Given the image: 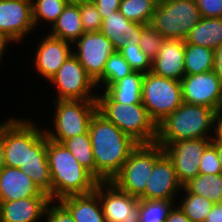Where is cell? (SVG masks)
<instances>
[{
    "instance_id": "obj_34",
    "label": "cell",
    "mask_w": 222,
    "mask_h": 222,
    "mask_svg": "<svg viewBox=\"0 0 222 222\" xmlns=\"http://www.w3.org/2000/svg\"><path fill=\"white\" fill-rule=\"evenodd\" d=\"M119 53L129 63L133 71L147 73L152 70V60L142 51L139 43L126 42Z\"/></svg>"
},
{
    "instance_id": "obj_48",
    "label": "cell",
    "mask_w": 222,
    "mask_h": 222,
    "mask_svg": "<svg viewBox=\"0 0 222 222\" xmlns=\"http://www.w3.org/2000/svg\"><path fill=\"white\" fill-rule=\"evenodd\" d=\"M150 1H152L157 6L162 0H150Z\"/></svg>"
},
{
    "instance_id": "obj_31",
    "label": "cell",
    "mask_w": 222,
    "mask_h": 222,
    "mask_svg": "<svg viewBox=\"0 0 222 222\" xmlns=\"http://www.w3.org/2000/svg\"><path fill=\"white\" fill-rule=\"evenodd\" d=\"M182 190L186 196L182 198L179 207L192 222H204L215 204L205 197L190 193L184 186Z\"/></svg>"
},
{
    "instance_id": "obj_17",
    "label": "cell",
    "mask_w": 222,
    "mask_h": 222,
    "mask_svg": "<svg viewBox=\"0 0 222 222\" xmlns=\"http://www.w3.org/2000/svg\"><path fill=\"white\" fill-rule=\"evenodd\" d=\"M72 52L70 42L53 37L50 34L47 35L39 42L34 55L36 71L49 81Z\"/></svg>"
},
{
    "instance_id": "obj_30",
    "label": "cell",
    "mask_w": 222,
    "mask_h": 222,
    "mask_svg": "<svg viewBox=\"0 0 222 222\" xmlns=\"http://www.w3.org/2000/svg\"><path fill=\"white\" fill-rule=\"evenodd\" d=\"M132 72L134 71L125 58L119 52H115L106 61L103 74L95 81L96 86L103 83L106 89Z\"/></svg>"
},
{
    "instance_id": "obj_15",
    "label": "cell",
    "mask_w": 222,
    "mask_h": 222,
    "mask_svg": "<svg viewBox=\"0 0 222 222\" xmlns=\"http://www.w3.org/2000/svg\"><path fill=\"white\" fill-rule=\"evenodd\" d=\"M32 0H0V32L13 41H21L35 29Z\"/></svg>"
},
{
    "instance_id": "obj_7",
    "label": "cell",
    "mask_w": 222,
    "mask_h": 222,
    "mask_svg": "<svg viewBox=\"0 0 222 222\" xmlns=\"http://www.w3.org/2000/svg\"><path fill=\"white\" fill-rule=\"evenodd\" d=\"M201 18L196 0H162L150 24L165 39L185 40Z\"/></svg>"
},
{
    "instance_id": "obj_4",
    "label": "cell",
    "mask_w": 222,
    "mask_h": 222,
    "mask_svg": "<svg viewBox=\"0 0 222 222\" xmlns=\"http://www.w3.org/2000/svg\"><path fill=\"white\" fill-rule=\"evenodd\" d=\"M98 112L131 136L139 144L156 143L158 125L150 117L143 103L125 104L113 100L105 91L97 95Z\"/></svg>"
},
{
    "instance_id": "obj_11",
    "label": "cell",
    "mask_w": 222,
    "mask_h": 222,
    "mask_svg": "<svg viewBox=\"0 0 222 222\" xmlns=\"http://www.w3.org/2000/svg\"><path fill=\"white\" fill-rule=\"evenodd\" d=\"M211 143L210 138H199L157 144L163 147L164 153L172 161L180 183L184 186L199 174L201 157Z\"/></svg>"
},
{
    "instance_id": "obj_20",
    "label": "cell",
    "mask_w": 222,
    "mask_h": 222,
    "mask_svg": "<svg viewBox=\"0 0 222 222\" xmlns=\"http://www.w3.org/2000/svg\"><path fill=\"white\" fill-rule=\"evenodd\" d=\"M100 32L108 38L119 52L130 40V43H139L143 24L126 19L119 10L111 13L102 21Z\"/></svg>"
},
{
    "instance_id": "obj_28",
    "label": "cell",
    "mask_w": 222,
    "mask_h": 222,
    "mask_svg": "<svg viewBox=\"0 0 222 222\" xmlns=\"http://www.w3.org/2000/svg\"><path fill=\"white\" fill-rule=\"evenodd\" d=\"M63 144L77 161L95 178V160L89 132L66 139Z\"/></svg>"
},
{
    "instance_id": "obj_6",
    "label": "cell",
    "mask_w": 222,
    "mask_h": 222,
    "mask_svg": "<svg viewBox=\"0 0 222 222\" xmlns=\"http://www.w3.org/2000/svg\"><path fill=\"white\" fill-rule=\"evenodd\" d=\"M163 154V147L157 143L138 144L130 153L119 173L110 182L119 190L139 197L145 191L155 162Z\"/></svg>"
},
{
    "instance_id": "obj_19",
    "label": "cell",
    "mask_w": 222,
    "mask_h": 222,
    "mask_svg": "<svg viewBox=\"0 0 222 222\" xmlns=\"http://www.w3.org/2000/svg\"><path fill=\"white\" fill-rule=\"evenodd\" d=\"M50 201L46 194L15 201H0V222H37L45 215Z\"/></svg>"
},
{
    "instance_id": "obj_32",
    "label": "cell",
    "mask_w": 222,
    "mask_h": 222,
    "mask_svg": "<svg viewBox=\"0 0 222 222\" xmlns=\"http://www.w3.org/2000/svg\"><path fill=\"white\" fill-rule=\"evenodd\" d=\"M70 1L71 0H32L34 26L38 25L40 19L53 25Z\"/></svg>"
},
{
    "instance_id": "obj_47",
    "label": "cell",
    "mask_w": 222,
    "mask_h": 222,
    "mask_svg": "<svg viewBox=\"0 0 222 222\" xmlns=\"http://www.w3.org/2000/svg\"><path fill=\"white\" fill-rule=\"evenodd\" d=\"M4 166V163H3V149H2V146H1V142H0V169Z\"/></svg>"
},
{
    "instance_id": "obj_16",
    "label": "cell",
    "mask_w": 222,
    "mask_h": 222,
    "mask_svg": "<svg viewBox=\"0 0 222 222\" xmlns=\"http://www.w3.org/2000/svg\"><path fill=\"white\" fill-rule=\"evenodd\" d=\"M172 161L164 153L156 162L146 183L145 191L138 197L146 200L175 201L174 195L182 190Z\"/></svg>"
},
{
    "instance_id": "obj_23",
    "label": "cell",
    "mask_w": 222,
    "mask_h": 222,
    "mask_svg": "<svg viewBox=\"0 0 222 222\" xmlns=\"http://www.w3.org/2000/svg\"><path fill=\"white\" fill-rule=\"evenodd\" d=\"M51 36L73 44L85 33L82 27L79 5L71 0L52 25Z\"/></svg>"
},
{
    "instance_id": "obj_42",
    "label": "cell",
    "mask_w": 222,
    "mask_h": 222,
    "mask_svg": "<svg viewBox=\"0 0 222 222\" xmlns=\"http://www.w3.org/2000/svg\"><path fill=\"white\" fill-rule=\"evenodd\" d=\"M217 123V124H216ZM213 129L216 137L212 138L214 144H222V110H218L215 114Z\"/></svg>"
},
{
    "instance_id": "obj_12",
    "label": "cell",
    "mask_w": 222,
    "mask_h": 222,
    "mask_svg": "<svg viewBox=\"0 0 222 222\" xmlns=\"http://www.w3.org/2000/svg\"><path fill=\"white\" fill-rule=\"evenodd\" d=\"M95 191L106 222H140L138 197L119 190L112 182H98Z\"/></svg>"
},
{
    "instance_id": "obj_13",
    "label": "cell",
    "mask_w": 222,
    "mask_h": 222,
    "mask_svg": "<svg viewBox=\"0 0 222 222\" xmlns=\"http://www.w3.org/2000/svg\"><path fill=\"white\" fill-rule=\"evenodd\" d=\"M73 44L77 50L72 53L94 81L103 74L106 61L116 52L111 41L100 31L83 33Z\"/></svg>"
},
{
    "instance_id": "obj_5",
    "label": "cell",
    "mask_w": 222,
    "mask_h": 222,
    "mask_svg": "<svg viewBox=\"0 0 222 222\" xmlns=\"http://www.w3.org/2000/svg\"><path fill=\"white\" fill-rule=\"evenodd\" d=\"M216 110L202 105L183 102L172 114L158 124L156 143L211 138L207 136L214 128Z\"/></svg>"
},
{
    "instance_id": "obj_44",
    "label": "cell",
    "mask_w": 222,
    "mask_h": 222,
    "mask_svg": "<svg viewBox=\"0 0 222 222\" xmlns=\"http://www.w3.org/2000/svg\"><path fill=\"white\" fill-rule=\"evenodd\" d=\"M204 222H222V203L212 207Z\"/></svg>"
},
{
    "instance_id": "obj_10",
    "label": "cell",
    "mask_w": 222,
    "mask_h": 222,
    "mask_svg": "<svg viewBox=\"0 0 222 222\" xmlns=\"http://www.w3.org/2000/svg\"><path fill=\"white\" fill-rule=\"evenodd\" d=\"M49 81L58 91L57 100H97V95L90 93L96 82L73 53Z\"/></svg>"
},
{
    "instance_id": "obj_33",
    "label": "cell",
    "mask_w": 222,
    "mask_h": 222,
    "mask_svg": "<svg viewBox=\"0 0 222 222\" xmlns=\"http://www.w3.org/2000/svg\"><path fill=\"white\" fill-rule=\"evenodd\" d=\"M174 201L139 199L140 222H165Z\"/></svg>"
},
{
    "instance_id": "obj_29",
    "label": "cell",
    "mask_w": 222,
    "mask_h": 222,
    "mask_svg": "<svg viewBox=\"0 0 222 222\" xmlns=\"http://www.w3.org/2000/svg\"><path fill=\"white\" fill-rule=\"evenodd\" d=\"M155 8L150 0H121L119 12L128 20L150 24Z\"/></svg>"
},
{
    "instance_id": "obj_2",
    "label": "cell",
    "mask_w": 222,
    "mask_h": 222,
    "mask_svg": "<svg viewBox=\"0 0 222 222\" xmlns=\"http://www.w3.org/2000/svg\"><path fill=\"white\" fill-rule=\"evenodd\" d=\"M88 132L95 160V179L110 182L139 143L98 111L91 119Z\"/></svg>"
},
{
    "instance_id": "obj_8",
    "label": "cell",
    "mask_w": 222,
    "mask_h": 222,
    "mask_svg": "<svg viewBox=\"0 0 222 222\" xmlns=\"http://www.w3.org/2000/svg\"><path fill=\"white\" fill-rule=\"evenodd\" d=\"M142 103L158 125L183 103L181 81L144 73Z\"/></svg>"
},
{
    "instance_id": "obj_14",
    "label": "cell",
    "mask_w": 222,
    "mask_h": 222,
    "mask_svg": "<svg viewBox=\"0 0 222 222\" xmlns=\"http://www.w3.org/2000/svg\"><path fill=\"white\" fill-rule=\"evenodd\" d=\"M181 85L183 102L222 110V86L214 70L185 75Z\"/></svg>"
},
{
    "instance_id": "obj_26",
    "label": "cell",
    "mask_w": 222,
    "mask_h": 222,
    "mask_svg": "<svg viewBox=\"0 0 222 222\" xmlns=\"http://www.w3.org/2000/svg\"><path fill=\"white\" fill-rule=\"evenodd\" d=\"M184 187L195 195L209 199L214 204L222 203V173L219 174H198Z\"/></svg>"
},
{
    "instance_id": "obj_36",
    "label": "cell",
    "mask_w": 222,
    "mask_h": 222,
    "mask_svg": "<svg viewBox=\"0 0 222 222\" xmlns=\"http://www.w3.org/2000/svg\"><path fill=\"white\" fill-rule=\"evenodd\" d=\"M164 40L165 38L151 24H143L139 46L152 61L157 57Z\"/></svg>"
},
{
    "instance_id": "obj_46",
    "label": "cell",
    "mask_w": 222,
    "mask_h": 222,
    "mask_svg": "<svg viewBox=\"0 0 222 222\" xmlns=\"http://www.w3.org/2000/svg\"><path fill=\"white\" fill-rule=\"evenodd\" d=\"M217 154L219 158L220 167L222 170V144H217Z\"/></svg>"
},
{
    "instance_id": "obj_9",
    "label": "cell",
    "mask_w": 222,
    "mask_h": 222,
    "mask_svg": "<svg viewBox=\"0 0 222 222\" xmlns=\"http://www.w3.org/2000/svg\"><path fill=\"white\" fill-rule=\"evenodd\" d=\"M54 103L56 111L53 124L56 133L55 130H45L48 139L63 143L66 139L89 131L91 119L98 111L96 100H56Z\"/></svg>"
},
{
    "instance_id": "obj_21",
    "label": "cell",
    "mask_w": 222,
    "mask_h": 222,
    "mask_svg": "<svg viewBox=\"0 0 222 222\" xmlns=\"http://www.w3.org/2000/svg\"><path fill=\"white\" fill-rule=\"evenodd\" d=\"M41 193L34 182L19 168L3 166L0 169V201H15Z\"/></svg>"
},
{
    "instance_id": "obj_1",
    "label": "cell",
    "mask_w": 222,
    "mask_h": 222,
    "mask_svg": "<svg viewBox=\"0 0 222 222\" xmlns=\"http://www.w3.org/2000/svg\"><path fill=\"white\" fill-rule=\"evenodd\" d=\"M0 142L4 165L22 170L53 201L45 130L29 120L11 118L0 124Z\"/></svg>"
},
{
    "instance_id": "obj_22",
    "label": "cell",
    "mask_w": 222,
    "mask_h": 222,
    "mask_svg": "<svg viewBox=\"0 0 222 222\" xmlns=\"http://www.w3.org/2000/svg\"><path fill=\"white\" fill-rule=\"evenodd\" d=\"M59 201L69 210L75 222H106L95 190L88 194L66 196Z\"/></svg>"
},
{
    "instance_id": "obj_27",
    "label": "cell",
    "mask_w": 222,
    "mask_h": 222,
    "mask_svg": "<svg viewBox=\"0 0 222 222\" xmlns=\"http://www.w3.org/2000/svg\"><path fill=\"white\" fill-rule=\"evenodd\" d=\"M185 75L214 70V50L204 46L185 44Z\"/></svg>"
},
{
    "instance_id": "obj_38",
    "label": "cell",
    "mask_w": 222,
    "mask_h": 222,
    "mask_svg": "<svg viewBox=\"0 0 222 222\" xmlns=\"http://www.w3.org/2000/svg\"><path fill=\"white\" fill-rule=\"evenodd\" d=\"M53 202L51 200L47 205L45 211L46 222H75L69 210L60 201L57 205L51 206Z\"/></svg>"
},
{
    "instance_id": "obj_40",
    "label": "cell",
    "mask_w": 222,
    "mask_h": 222,
    "mask_svg": "<svg viewBox=\"0 0 222 222\" xmlns=\"http://www.w3.org/2000/svg\"><path fill=\"white\" fill-rule=\"evenodd\" d=\"M101 14L102 19L107 18L111 13L119 10L121 0H92Z\"/></svg>"
},
{
    "instance_id": "obj_25",
    "label": "cell",
    "mask_w": 222,
    "mask_h": 222,
    "mask_svg": "<svg viewBox=\"0 0 222 222\" xmlns=\"http://www.w3.org/2000/svg\"><path fill=\"white\" fill-rule=\"evenodd\" d=\"M143 78L144 73L134 71L108 86L104 91L118 103H141Z\"/></svg>"
},
{
    "instance_id": "obj_24",
    "label": "cell",
    "mask_w": 222,
    "mask_h": 222,
    "mask_svg": "<svg viewBox=\"0 0 222 222\" xmlns=\"http://www.w3.org/2000/svg\"><path fill=\"white\" fill-rule=\"evenodd\" d=\"M185 44L204 46L215 50L222 45V18H205L192 28L185 39Z\"/></svg>"
},
{
    "instance_id": "obj_3",
    "label": "cell",
    "mask_w": 222,
    "mask_h": 222,
    "mask_svg": "<svg viewBox=\"0 0 222 222\" xmlns=\"http://www.w3.org/2000/svg\"><path fill=\"white\" fill-rule=\"evenodd\" d=\"M47 160L53 184V201L95 190L98 181L81 166L63 143L48 137Z\"/></svg>"
},
{
    "instance_id": "obj_45",
    "label": "cell",
    "mask_w": 222,
    "mask_h": 222,
    "mask_svg": "<svg viewBox=\"0 0 222 222\" xmlns=\"http://www.w3.org/2000/svg\"><path fill=\"white\" fill-rule=\"evenodd\" d=\"M9 42H14L11 38H9L6 34L0 32V60L2 59L4 51H6V47Z\"/></svg>"
},
{
    "instance_id": "obj_35",
    "label": "cell",
    "mask_w": 222,
    "mask_h": 222,
    "mask_svg": "<svg viewBox=\"0 0 222 222\" xmlns=\"http://www.w3.org/2000/svg\"><path fill=\"white\" fill-rule=\"evenodd\" d=\"M79 5L82 27L85 33L99 32L102 24L101 14L92 0H74Z\"/></svg>"
},
{
    "instance_id": "obj_37",
    "label": "cell",
    "mask_w": 222,
    "mask_h": 222,
    "mask_svg": "<svg viewBox=\"0 0 222 222\" xmlns=\"http://www.w3.org/2000/svg\"><path fill=\"white\" fill-rule=\"evenodd\" d=\"M198 170L199 174L205 175L222 173L217 154V144L212 142L205 149L201 157Z\"/></svg>"
},
{
    "instance_id": "obj_41",
    "label": "cell",
    "mask_w": 222,
    "mask_h": 222,
    "mask_svg": "<svg viewBox=\"0 0 222 222\" xmlns=\"http://www.w3.org/2000/svg\"><path fill=\"white\" fill-rule=\"evenodd\" d=\"M165 222H192L179 207V205L171 209Z\"/></svg>"
},
{
    "instance_id": "obj_39",
    "label": "cell",
    "mask_w": 222,
    "mask_h": 222,
    "mask_svg": "<svg viewBox=\"0 0 222 222\" xmlns=\"http://www.w3.org/2000/svg\"><path fill=\"white\" fill-rule=\"evenodd\" d=\"M201 17L222 18V0H196Z\"/></svg>"
},
{
    "instance_id": "obj_43",
    "label": "cell",
    "mask_w": 222,
    "mask_h": 222,
    "mask_svg": "<svg viewBox=\"0 0 222 222\" xmlns=\"http://www.w3.org/2000/svg\"><path fill=\"white\" fill-rule=\"evenodd\" d=\"M214 72L220 79L222 86V45L214 50Z\"/></svg>"
},
{
    "instance_id": "obj_18",
    "label": "cell",
    "mask_w": 222,
    "mask_h": 222,
    "mask_svg": "<svg viewBox=\"0 0 222 222\" xmlns=\"http://www.w3.org/2000/svg\"><path fill=\"white\" fill-rule=\"evenodd\" d=\"M185 40L165 39L157 57L152 61L155 75L181 81L185 76Z\"/></svg>"
}]
</instances>
